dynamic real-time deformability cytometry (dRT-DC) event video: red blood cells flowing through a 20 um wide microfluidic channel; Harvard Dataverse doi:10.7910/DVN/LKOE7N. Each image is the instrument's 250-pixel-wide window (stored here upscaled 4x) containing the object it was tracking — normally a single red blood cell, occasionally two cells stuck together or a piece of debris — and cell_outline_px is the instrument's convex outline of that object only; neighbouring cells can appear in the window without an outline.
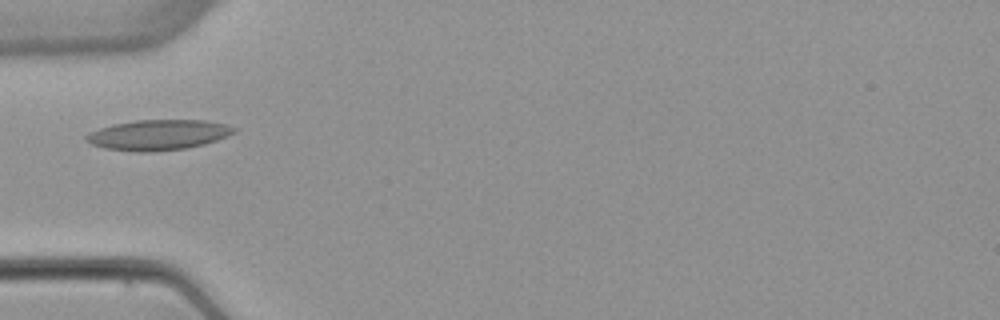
{"species": "common noctule bat (a hibernating species)", "species_latin": "Nyctalus noctula", "temperature_condition": "warm", "stored_images_in_passage": 5, "camera_frame_rate_fps": 3000, "um_per_image_px": 0.085, "animal": {"sex": "female", "body_mass_g": 22.7, "forearm_length_mm": 54.2}, "frame": {"image": 1, "passage_image": 2, "time_ms": 2.333, "image_size_px": [1000, 320], "cell_outline_px": [[236, 132], [228, 136], [204, 144], [188, 148], [148, 152], [136, 152], [104, 148], [92, 144], [84, 140], [84, 136], [88, 132], [112, 124], [136, 120], [204, 120], [228, 124], [236, 128]], "centroid_in_image_um": [13.44, 11.46], "position_along_channel_um": 71.6, "area_um2": 26.36}}
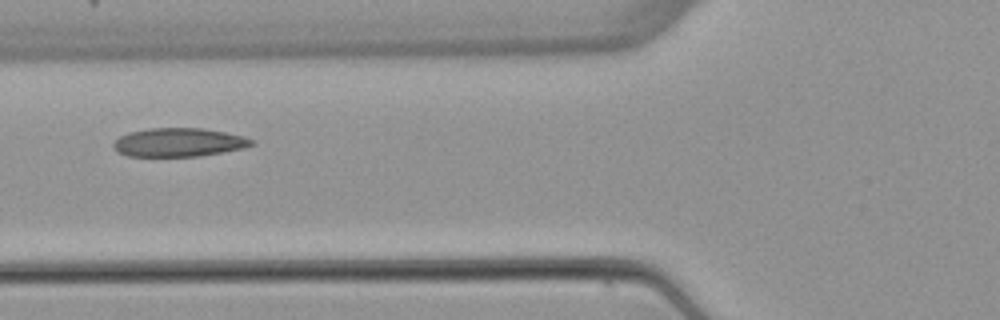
{"frame": {"image": 2, "passage_image": 3, "time_ms": 3.333, "image_size_px": [1000, 320], "cell_outline_px": [[256, 144], [244, 148], [200, 156], [128, 156], [116, 152], [112, 144], [120, 136], [128, 132], [148, 128], [200, 128], [224, 132], [244, 136], [256, 140]], "centroid_in_image_um": [15.21, 12.1], "position_along_channel_um": 110.6, "area_um2": 23.18}}